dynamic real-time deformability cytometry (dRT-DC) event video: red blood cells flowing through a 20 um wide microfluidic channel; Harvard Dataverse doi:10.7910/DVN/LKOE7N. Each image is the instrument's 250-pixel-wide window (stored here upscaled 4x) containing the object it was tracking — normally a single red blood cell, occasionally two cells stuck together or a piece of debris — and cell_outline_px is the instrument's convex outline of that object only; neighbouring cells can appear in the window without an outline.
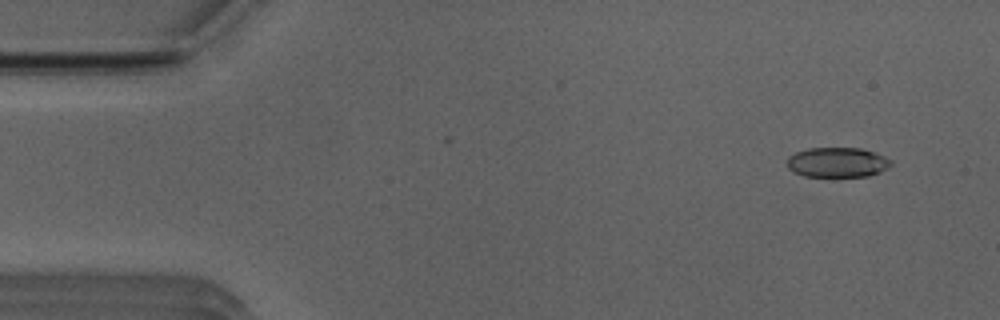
{"species": "Egyptian fruit bat (a non-hibernating species)", "species_latin": "Rousettus aegyptiacus", "temperature_condition": "room temperature", "stored_images_in_passage": 51, "camera_frame_rate_fps": 3000, "um_per_image_px": 0.085, "animal": {"sex": "male"}, "frame": {"image": 1, "passage_image": 4, "time_ms": 1.0, "image_size_px": [1000, 320], "cell_outline_px": [[892, 164], [888, 168], [880, 172], [868, 176], [804, 176], [792, 172], [788, 168], [788, 156], [796, 152], [808, 148], [860, 148], [884, 156], [892, 160]], "centroid_in_image_um": [71.17, 13.8], "position_along_channel_um": 13.8, "area_um2": 18.09}}
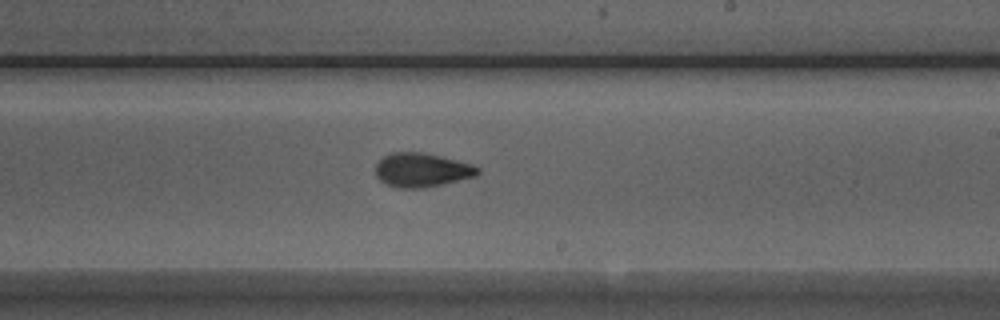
{"frame": {"image": 2, "passage_image": 30, "time_ms": 9.667, "image_size_px": [1000, 320], "cell_outline_px": [[480, 172], [476, 176], [424, 188], [396, 188], [384, 184], [376, 176], [376, 164], [384, 156], [392, 152], [424, 152], [472, 164], [480, 168]], "centroid_in_image_um": [35.84, 14.45], "position_along_channel_um": 253.2, "area_um2": 20.29}}
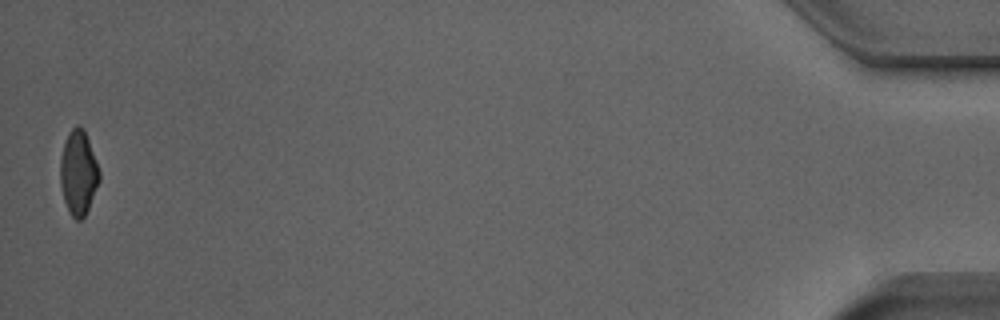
{"frame": {"image": 3, "passage_image": 51, "time_ms": 16.667, "image_size_px": [1000, 320], "cell_outline_px": [[100, 180], [88, 208], [84, 216], [80, 220], [76, 220], [72, 216], [64, 200], [60, 184], [60, 160], [64, 144], [68, 132], [76, 124], [80, 124], [84, 128], [100, 172]], "centroid_in_image_um": [6.66, 14.64], "position_along_channel_um": 428.5, "area_um2": 19.13}, "authors_computed_cell_mechanics": {"area_um2": 19.652, "velocity_mm_per_s": 3.9609, "shape_relaxation_time_tau1_ms": 5.5126, "shape_relaxation_time_tau2_ms": 1.8407, "deformation_change_tau1": 0.1576, "deformation_change_tau2": 0.0782}}